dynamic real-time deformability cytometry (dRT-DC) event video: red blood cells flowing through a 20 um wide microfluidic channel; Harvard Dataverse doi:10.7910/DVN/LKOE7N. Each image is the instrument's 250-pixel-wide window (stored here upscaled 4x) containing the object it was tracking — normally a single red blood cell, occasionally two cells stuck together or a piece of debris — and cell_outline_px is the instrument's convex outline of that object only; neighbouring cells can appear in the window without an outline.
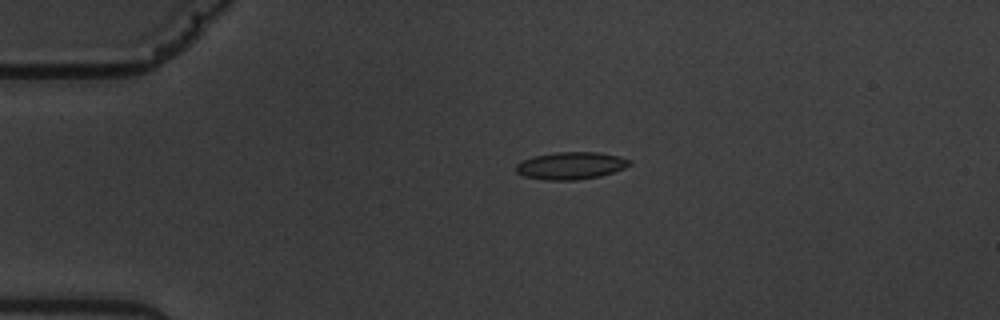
{"species": "common noctule bat (a hibernating species)", "species_latin": "Nyctalus noctula", "temperature_condition": "warm", "stored_images_in_passage": 15, "camera_frame_rate_fps": 3000, "um_per_image_px": 0.085, "animal": {"sex": "male", "body_mass_g": 19.5, "forearm_length_mm": 54.6}, "frame": {"image": 1, "passage_image": 3, "time_ms": 3.333, "image_size_px": [1000, 320], "cell_outline_px": [[632, 164], [624, 168], [600, 176], [576, 180], [544, 180], [524, 176], [516, 172], [516, 164], [520, 160], [532, 156], [556, 152], [596, 152], [616, 156], [632, 160]], "centroid_in_image_um": [48.48, 14.08], "position_along_channel_um": 36.5, "area_um2": 18.15}}
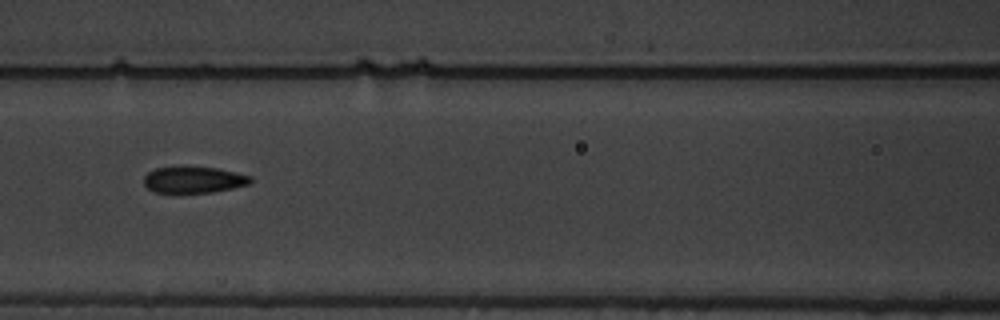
{"frame": {"image": 2, "passage_image": 7, "time_ms": 7.667, "image_size_px": [1000, 320], "cell_outline_px": [[252, 184], [212, 192], [152, 192], [144, 184], [144, 176], [148, 172], [156, 168], [180, 164], [216, 168], [252, 176]], "centroid_in_image_um": [16.44, 15.24], "position_along_channel_um": 150.2, "area_um2": 16.88}}
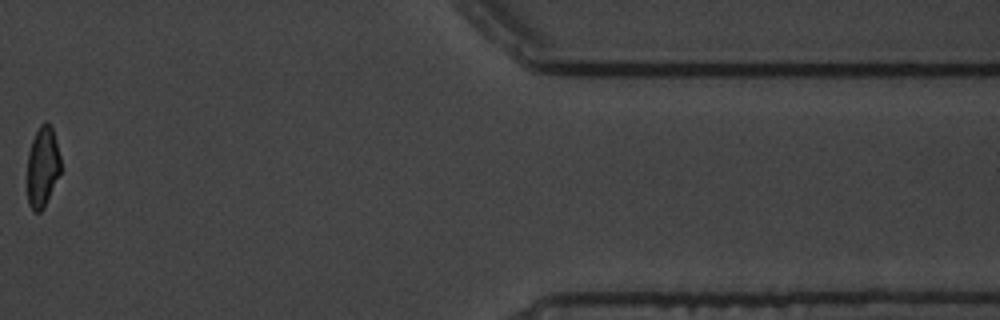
{"frame": {"image": 3, "passage_image": 13, "time_ms": 16.333, "image_size_px": [1000, 320], "cell_outline_px": [[60, 172], [44, 208], [40, 212], [32, 212], [28, 204], [28, 152], [32, 140], [40, 124], [44, 120], [48, 120], [52, 124], [60, 156]], "centroid_in_image_um": [3.62, 14.14], "position_along_channel_um": 407.8, "area_um2": 15.84}, "authors_computed_cell_mechanics": {"area_um2": 16.9354, "velocity_mm_per_s": 3.5378, "shape_relaxation_time_tau1_ms": 3.4368, "shape_relaxation_time_tau2_ms": 0.9469, "deformation_change_tau1": 0.1483, "deformation_change_tau2": 0.0493}}